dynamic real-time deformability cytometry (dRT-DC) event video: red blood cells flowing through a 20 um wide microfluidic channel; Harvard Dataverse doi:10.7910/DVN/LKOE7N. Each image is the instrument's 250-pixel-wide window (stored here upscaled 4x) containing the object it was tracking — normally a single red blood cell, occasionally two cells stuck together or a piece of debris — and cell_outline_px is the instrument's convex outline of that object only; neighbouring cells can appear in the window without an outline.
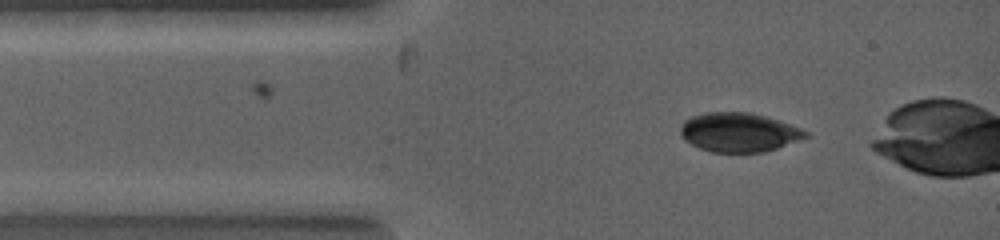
{"species": "common noctule bat (a hibernating species)", "species_latin": "Nyctalus noctula", "temperature_condition": "warm", "stored_images_in_passage": 3, "camera_frame_rate_fps": 5000, "um_per_image_px": 0.085, "animal": {"sex": "female", "body_mass_g": 19.0, "forearm_length_mm": 53.3}, "frame": {"image": 1, "passage_image": 1, "time_ms": 0.0, "image_size_px": [1000, 240], "cell_outline_px": [[808, 136], [776, 148], [764, 152], [712, 152], [700, 148], [684, 140], [680, 136], [680, 124], [684, 120], [692, 116], [704, 112], [748, 112], [768, 116], [800, 128], [808, 132]], "centroid_in_image_um": [62.75, 11.23], "position_along_channel_um": 22.2, "area_um2": 28.55}}
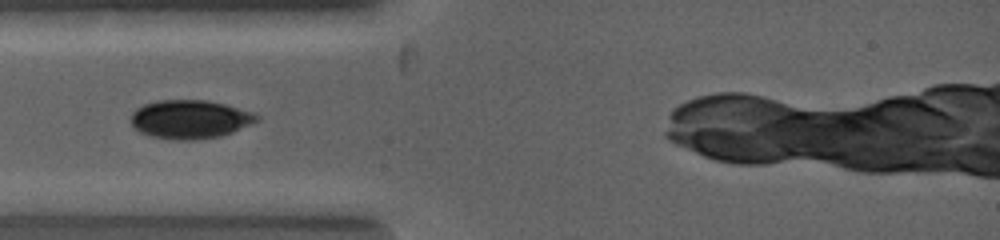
{"frame": {"image": 2, "passage_image": 3, "time_ms": 1.2, "image_size_px": [1000, 240], "cell_outline_px": [[260, 120], [252, 124], [232, 132], [220, 136], [196, 140], [176, 140], [152, 136], [140, 132], [132, 128], [132, 112], [136, 108], [144, 104], [156, 100], [208, 100], [224, 104], [252, 112], [260, 116]], "centroid_in_image_um": [16.15, 10.14], "position_along_channel_um": 68.9, "area_um2": 28.44}}